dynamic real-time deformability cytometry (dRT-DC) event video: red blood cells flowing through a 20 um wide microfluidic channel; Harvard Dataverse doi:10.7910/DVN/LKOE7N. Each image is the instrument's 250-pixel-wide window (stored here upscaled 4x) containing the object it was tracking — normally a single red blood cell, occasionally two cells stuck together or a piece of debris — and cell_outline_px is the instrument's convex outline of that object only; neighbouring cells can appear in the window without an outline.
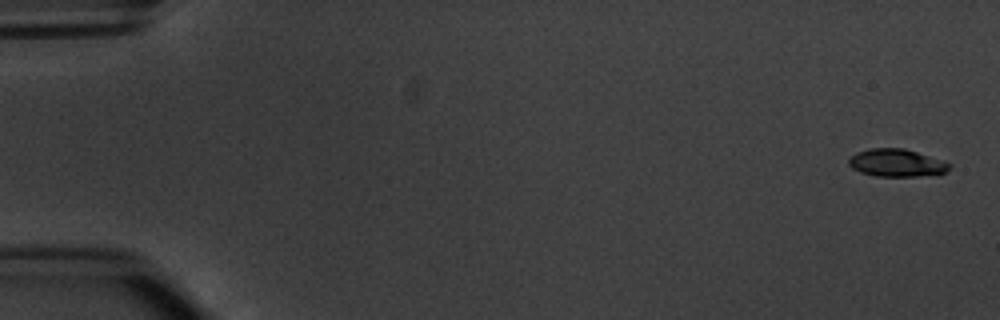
{"species": "common noctule bat (a hibernating species)", "species_latin": "Nyctalus noctula", "temperature_condition": "warm", "stored_images_in_passage": 5, "camera_frame_rate_fps": 3000, "um_per_image_px": 0.085, "animal": {"sex": "male", "body_mass_g": 20.1, "forearm_length_mm": 53.5}, "frame": {"image": 1, "passage_image": 1, "time_ms": 0.0, "image_size_px": [1000, 320], "cell_outline_px": [[952, 164], [944, 172], [936, 176], [876, 176], [860, 172], [852, 168], [848, 164], [848, 160], [856, 152], [868, 148], [904, 148]], "centroid_in_image_um": [76.19, 13.85], "position_along_channel_um": 8.8, "area_um2": 16.18}}
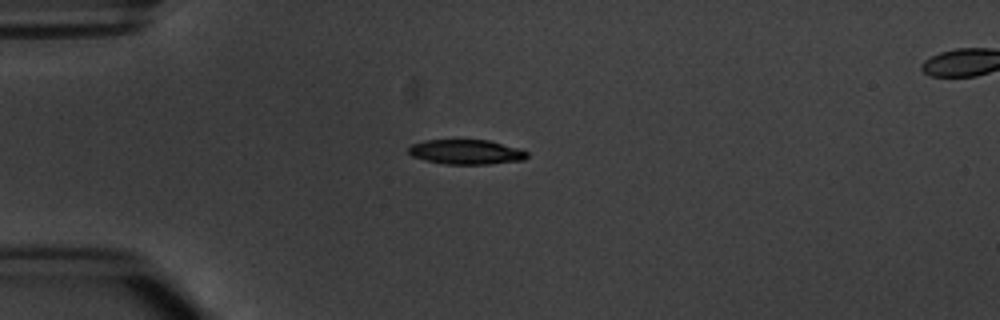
{"frame": {"image": 2, "passage_image": 4, "time_ms": 4.333, "image_size_px": [1000, 320], "cell_outline_px": [[528, 156], [524, 160], [488, 164], [448, 164], [428, 160], [412, 156], [408, 152], [408, 148], [412, 144], [424, 140], [488, 140], [520, 148], [528, 152]], "centroid_in_image_um": [39.66, 12.91], "position_along_channel_um": 45.3, "area_um2": 16.99}}